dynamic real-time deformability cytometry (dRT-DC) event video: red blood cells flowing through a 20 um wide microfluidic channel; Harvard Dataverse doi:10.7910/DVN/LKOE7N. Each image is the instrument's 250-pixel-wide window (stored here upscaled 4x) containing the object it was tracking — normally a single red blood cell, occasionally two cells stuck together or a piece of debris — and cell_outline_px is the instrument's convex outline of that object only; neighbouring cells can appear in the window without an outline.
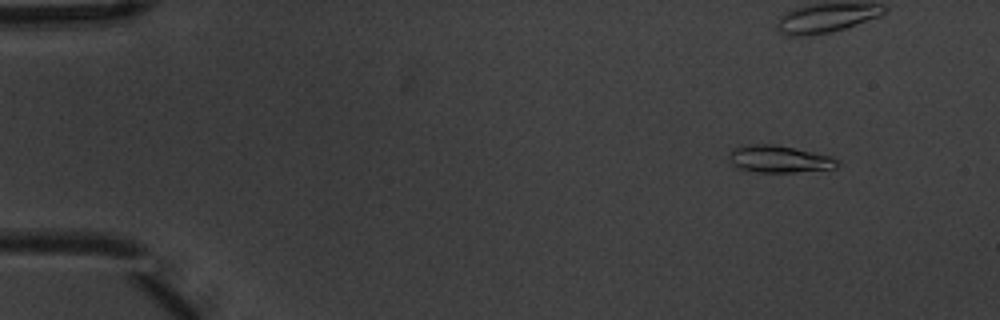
{"species": "common noctule bat (a hibernating species)", "species_latin": "Nyctalus noctula", "temperature_condition": "warm", "stored_images_in_passage": 9, "camera_frame_rate_fps": 3000, "um_per_image_px": 0.085, "animal": {"sex": "male", "body_mass_g": 20.1, "forearm_length_mm": 53.5}, "frame": {"image": 1, "passage_image": 2, "time_ms": 0.333, "image_size_px": [1000, 320], "cell_outline_px": [[840, 164], [836, 168], [792, 172], [756, 172], [740, 168], [732, 164], [728, 156], [728, 152], [732, 148], [752, 144], [772, 144], [832, 156], [840, 160]], "centroid_in_image_um": [66.24, 13.52], "position_along_channel_um": 18.8, "area_um2": 17.05}}
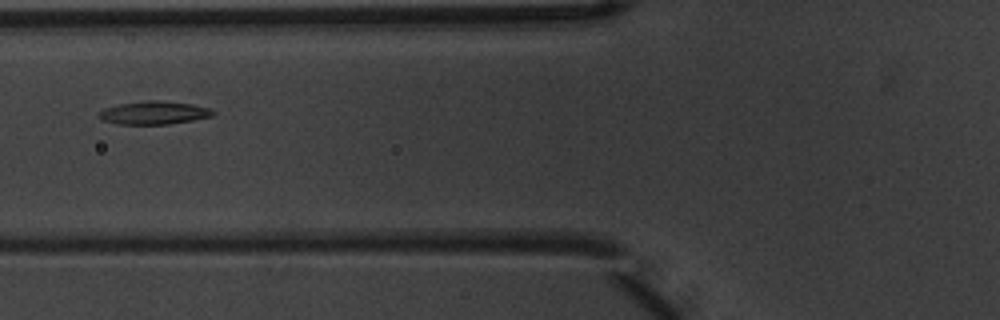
{"frame": {"image": 2, "passage_image": 7, "time_ms": 2.0, "image_size_px": [1000, 320], "cell_outline_px": [[216, 116], [168, 124], [116, 124], [104, 120], [100, 116], [100, 112], [104, 108], [120, 104], [148, 100], [156, 100], [192, 104], [212, 108], [216, 112]], "centroid_in_image_um": [13.17, 9.58], "position_along_channel_um": 112.6, "area_um2": 15.32}}
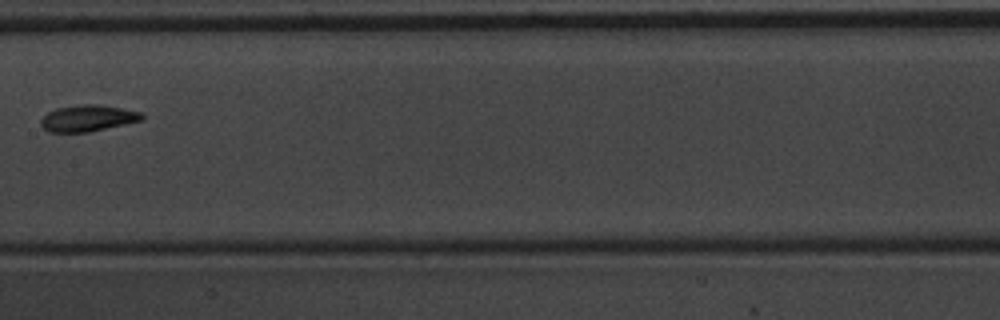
{"frame": {"image": 3, "passage_image": 9, "time_ms": 2.667, "image_size_px": [1000, 320], "cell_outline_px": [[144, 120], [88, 132], [48, 132], [40, 124], [40, 120], [48, 112], [56, 108], [84, 104], [96, 104], [120, 108], [140, 112], [144, 116]], "centroid_in_image_um": [7.45, 10.05], "position_along_channel_um": 199.9, "area_um2": 15.43}}